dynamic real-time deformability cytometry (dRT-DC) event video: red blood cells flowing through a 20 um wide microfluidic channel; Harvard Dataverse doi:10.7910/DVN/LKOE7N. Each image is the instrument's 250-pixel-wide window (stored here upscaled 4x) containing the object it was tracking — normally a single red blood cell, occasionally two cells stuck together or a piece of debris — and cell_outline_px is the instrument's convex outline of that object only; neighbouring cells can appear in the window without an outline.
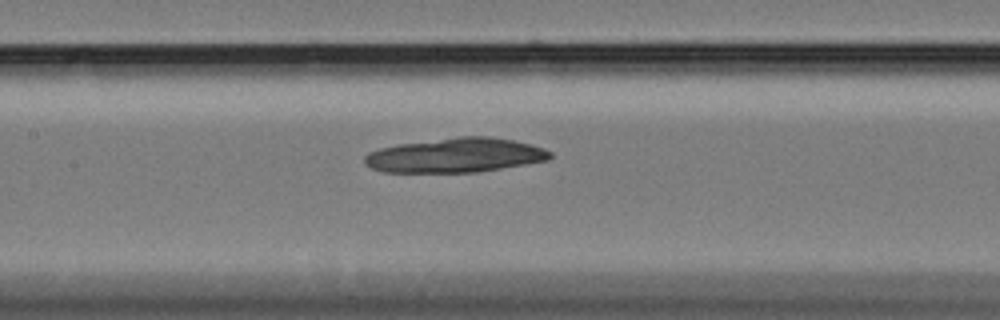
{"species": "Egyptian fruit bat (a non-hibernating species)", "species_latin": "Rousettus aegyptiacus", "temperature_condition": "cold", "stored_images_in_passage": 51, "camera_frame_rate_fps": 3000, "um_per_image_px": 0.085, "animal": {"sex": "female"}, "frame": {"image": 1, "passage_image": 20, "time_ms": 6.333, "image_size_px": [1000, 320], "cell_outline_px": [[552, 156], [548, 160], [476, 172], [384, 172], [372, 168], [364, 164], [364, 156], [368, 152], [380, 148], [396, 144], [460, 136], [488, 136], [512, 140], [544, 148], [552, 152]], "centroid_in_image_um": [38.67, 13.19], "position_along_channel_um": 168.7, "area_um2": 37.11}}
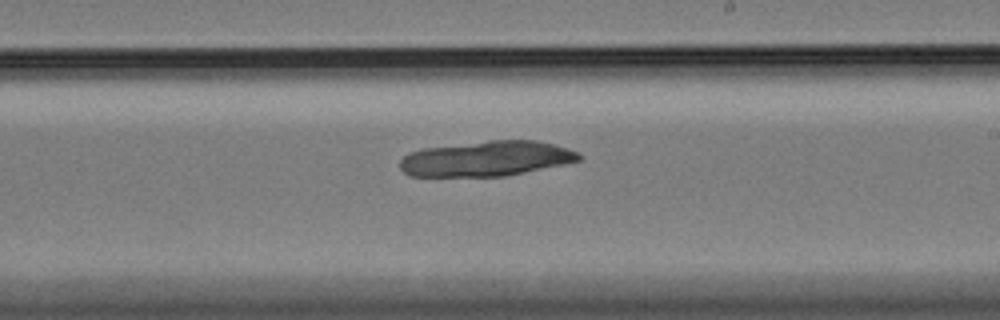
{"frame": {"image": 2, "passage_image": 27, "time_ms": 8.667, "image_size_px": [1000, 320], "cell_outline_px": [[580, 160], [504, 176], [408, 176], [400, 168], [400, 160], [408, 152], [424, 148], [488, 140], [536, 140], [568, 148], [580, 152]], "centroid_in_image_um": [41.3, 13.47], "position_along_channel_um": 247.7, "area_um2": 36.47}}
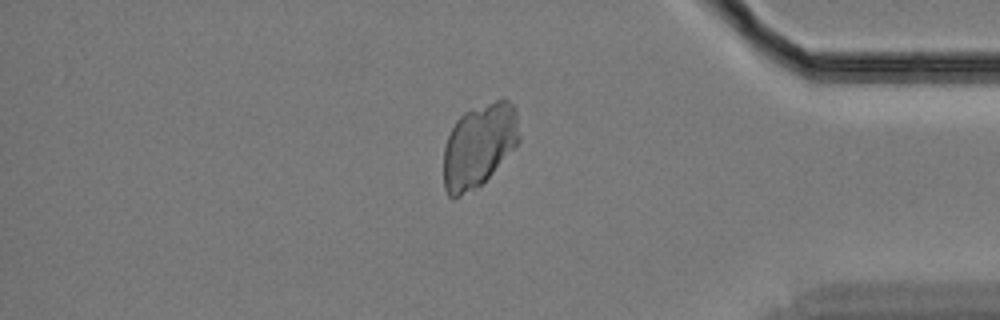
{"frame": {"image": 3, "passage_image": 42, "time_ms": 13.667, "image_size_px": [1000, 320], "cell_outline_px": [[520, 140], [492, 172], [480, 184], [460, 196], [452, 200], [448, 196], [444, 188], [444, 148], [448, 136], [456, 120], [464, 112], [504, 96], [516, 108], [520, 136]], "centroid_in_image_um": [40.71, 12.33], "position_along_channel_um": 394.5, "area_um2": 36.53}}